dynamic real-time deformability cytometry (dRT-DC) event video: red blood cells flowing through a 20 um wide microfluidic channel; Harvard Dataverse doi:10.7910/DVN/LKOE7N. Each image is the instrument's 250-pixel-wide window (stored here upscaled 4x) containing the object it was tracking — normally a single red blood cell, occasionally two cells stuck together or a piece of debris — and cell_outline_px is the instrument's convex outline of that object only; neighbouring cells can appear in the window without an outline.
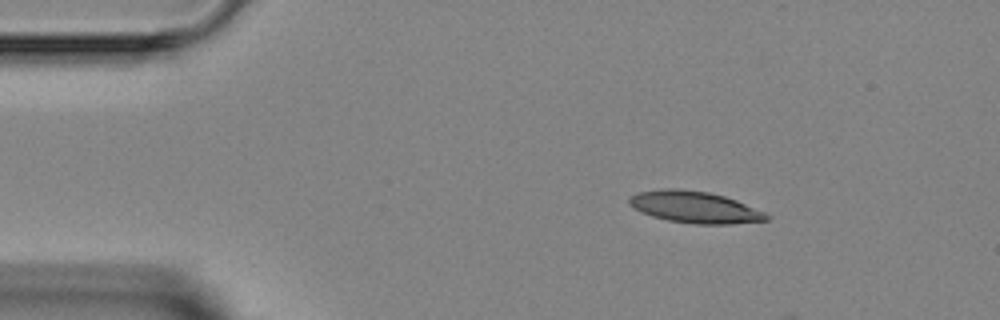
{"species": "Egyptian fruit bat (a non-hibernating species)", "species_latin": "Rousettus aegyptiacus", "temperature_condition": "room temperature", "stored_images_in_passage": 3, "camera_frame_rate_fps": 3000, "um_per_image_px": 0.085, "animal": {"sex": "female"}, "frame": {"image": 1, "passage_image": 1, "time_ms": 0.0, "image_size_px": [1000, 320], "cell_outline_px": [[772, 216], [768, 220], [732, 224], [692, 224], [668, 220], [652, 216], [640, 212], [632, 208], [628, 204], [628, 196], [636, 192], [660, 188], [680, 188], [708, 192], [724, 196], [736, 200], [764, 212]], "centroid_in_image_um": [58.99, 17.6], "position_along_channel_um": 26.0, "area_um2": 25.72}}